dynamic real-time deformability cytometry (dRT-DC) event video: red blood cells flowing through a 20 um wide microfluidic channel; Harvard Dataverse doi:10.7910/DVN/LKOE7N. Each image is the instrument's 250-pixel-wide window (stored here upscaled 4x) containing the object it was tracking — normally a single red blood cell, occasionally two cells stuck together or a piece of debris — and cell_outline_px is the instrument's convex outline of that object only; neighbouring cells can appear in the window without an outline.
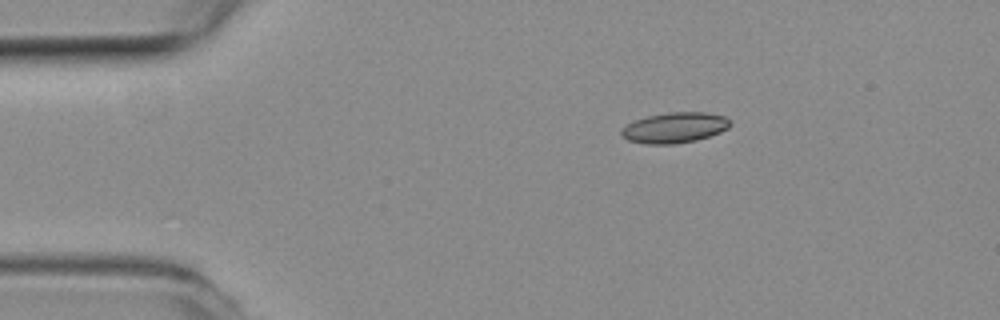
{"species": "common noctule bat (a hibernating species)", "species_latin": "Nyctalus noctula", "temperature_condition": "room temperature", "stored_images_in_passage": 1, "camera_frame_rate_fps": 3000, "um_per_image_px": 0.085, "animal": {"sex": "female", "body_mass_g": 19.3, "forearm_length_mm": 54.1}, "frame": {"image": 1, "passage_image": 1, "time_ms": 0.0, "image_size_px": [1000, 320], "cell_outline_px": [[720, 128], [704, 136], [684, 140], [640, 140], [664, 116], [712, 116]], "centroid_in_image_um": [57.95, 10.89], "position_along_channel_um": 27.1, "area_um2": 10.23}}